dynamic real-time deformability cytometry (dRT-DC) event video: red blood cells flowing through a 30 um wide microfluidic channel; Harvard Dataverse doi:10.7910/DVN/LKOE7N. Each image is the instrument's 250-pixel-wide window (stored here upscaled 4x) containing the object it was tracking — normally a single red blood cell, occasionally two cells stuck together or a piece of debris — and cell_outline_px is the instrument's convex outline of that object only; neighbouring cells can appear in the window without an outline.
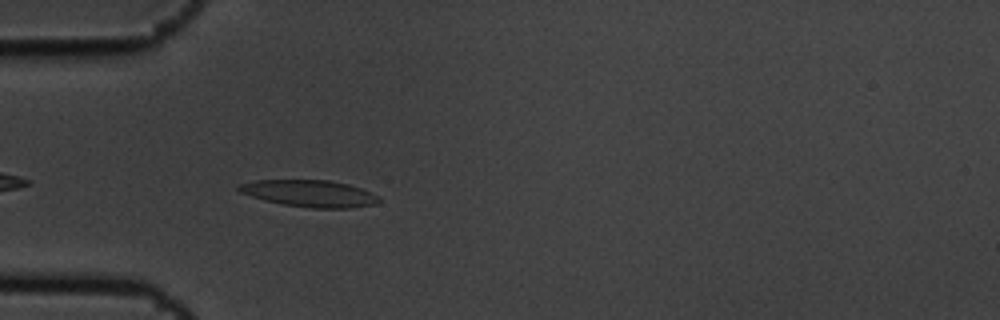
{"species": "common noctule bat (a hibernating species)", "species_latin": "Nyctalus noctula", "temperature_condition": "cold", "stored_images_in_passage": 4, "camera_frame_rate_fps": 3000, "um_per_image_px": 0.085, "animal": {"sex": "male", "body_mass_g": 19.5, "forearm_length_mm": 54.6}, "frame": {"image": 1, "passage_image": 4, "time_ms": 1.0, "image_size_px": [1000, 320], "cell_outline_px": [[380, 200], [376, 204], [348, 208], [312, 208], [284, 204], [264, 200], [240, 192], [236, 188], [240, 184], [256, 180], [328, 180], [348, 184], [360, 188], [376, 196]], "centroid_in_image_um": [26.29, 16.44], "position_along_channel_um": 58.7, "area_um2": 21.56}}